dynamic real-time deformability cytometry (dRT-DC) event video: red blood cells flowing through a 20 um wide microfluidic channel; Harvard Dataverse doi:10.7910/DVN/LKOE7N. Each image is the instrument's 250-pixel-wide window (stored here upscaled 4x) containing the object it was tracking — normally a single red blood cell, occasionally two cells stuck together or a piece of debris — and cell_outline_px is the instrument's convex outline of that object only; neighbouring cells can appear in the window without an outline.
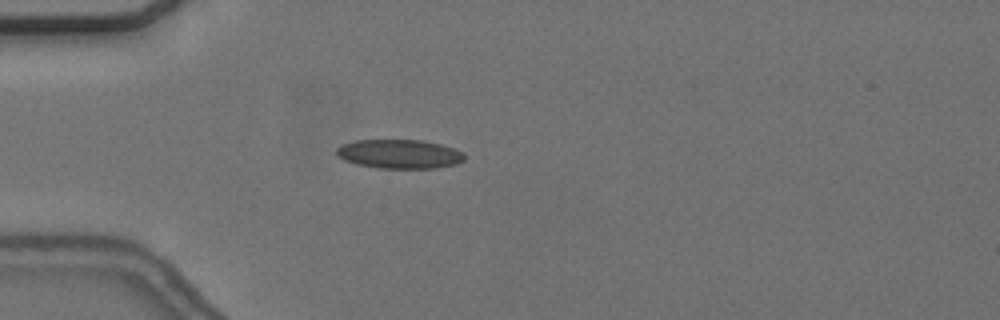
{"species": "common noctule bat (a hibernating species)", "species_latin": "Nyctalus noctula", "temperature_condition": "cold", "stored_images_in_passage": 42, "camera_frame_rate_fps": 3000, "um_per_image_px": 0.085, "animal": {"sex": "female", "body_mass_g": 24.6, "forearm_length_mm": 56.2}, "frame": {"image": 1, "passage_image": 2, "time_ms": 0.333, "image_size_px": [1000, 320], "cell_outline_px": [[464, 160], [456, 164], [436, 168], [380, 168], [356, 164], [344, 160], [336, 152], [336, 148], [344, 144], [356, 140], [424, 140], [440, 144], [464, 152]], "centroid_in_image_um": [33.97, 13.09], "position_along_channel_um": 51.0, "area_um2": 21.56}}
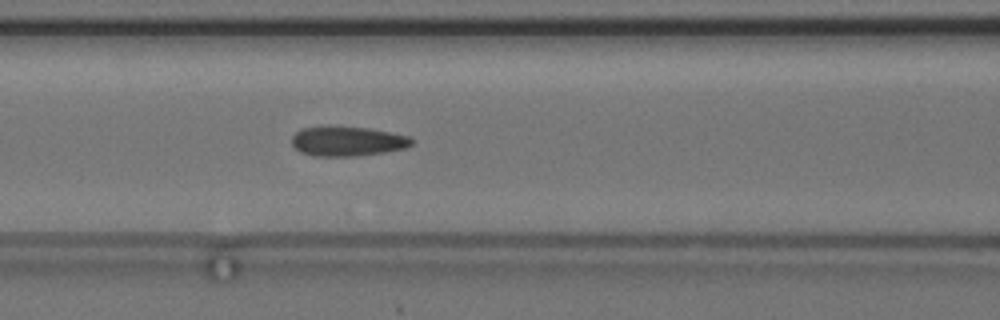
{"frame": {"image": 2, "passage_image": 10, "time_ms": 3.0, "image_size_px": [1000, 320], "cell_outline_px": [[412, 144], [404, 148], [384, 152], [356, 156], [312, 156], [300, 152], [292, 144], [292, 136], [300, 128], [320, 124], [328, 124], [368, 128], [408, 136], [412, 140]], "centroid_in_image_um": [29.43, 11.97], "position_along_channel_um": 137.2, "area_um2": 21.21}}
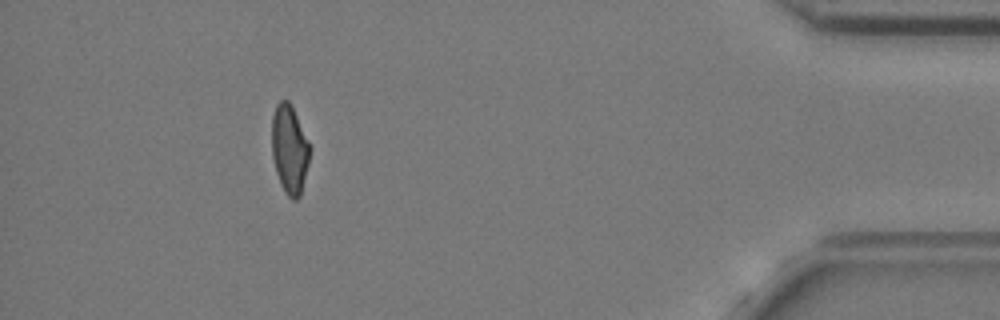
{"frame": {"image": 3, "passage_image": 37, "time_ms": 12.0, "image_size_px": [1000, 320], "cell_outline_px": [[312, 148], [300, 196], [296, 200], [292, 200], [284, 192], [280, 184], [276, 172], [272, 156], [272, 116], [276, 104], [280, 100], [288, 100]], "centroid_in_image_um": [24.61, 12.71], "position_along_channel_um": 410.6, "area_um2": 19.65}, "authors_computed_cell_mechanics": {"area_um2": 20.8369, "velocity_mm_per_s": 3.6747, "shape_relaxation_time_tau1_ms": 8.1511, "shape_relaxation_time_tau2_ms": 1.764, "deformation_change_tau1": 0.1463, "deformation_change_tau2": 0.0969}}